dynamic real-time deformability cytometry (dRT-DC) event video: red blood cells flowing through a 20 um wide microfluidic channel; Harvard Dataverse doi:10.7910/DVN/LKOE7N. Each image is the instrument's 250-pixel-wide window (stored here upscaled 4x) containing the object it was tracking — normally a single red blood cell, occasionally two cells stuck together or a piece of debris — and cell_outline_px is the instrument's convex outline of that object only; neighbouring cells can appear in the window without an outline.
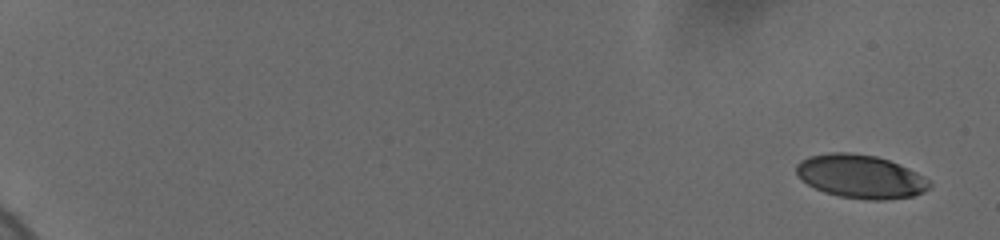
{"species": "human", "species_latin": "Homo sapiens", "temperature_condition": "cold", "stored_images_in_passage": 39, "camera_frame_rate_fps": 3000, "um_per_image_px": 0.085, "donor": {"sex": "female"}, "frame": {"image": 1, "passage_image": 1, "time_ms": 0.0, "image_size_px": [1000, 240], "cell_outline_px": [[932, 184], [924, 192], [912, 196], [884, 200], [868, 200], [840, 196], [824, 192], [808, 184], [796, 172], [796, 164], [800, 160], [808, 156], [828, 152], [848, 152], [876, 156], [888, 160], [908, 168], [916, 172], [928, 180]], "centroid_in_image_um": [73.14, 14.99], "position_along_channel_um": 11.9, "area_um2": 33.58}}
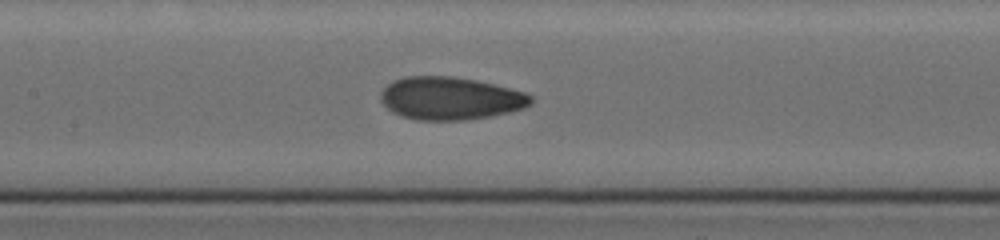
{"frame": {"image": 2, "passage_image": 22, "time_ms": 10.0, "image_size_px": [1000, 240], "cell_outline_px": [[532, 104], [524, 108], [492, 116], [464, 120], [416, 120], [400, 116], [392, 112], [380, 100], [380, 92], [392, 80], [404, 76], [452, 76], [476, 80], [524, 92], [532, 96]], "centroid_in_image_um": [38.24, 8.36], "position_along_channel_um": 169.2, "area_um2": 37.57}}
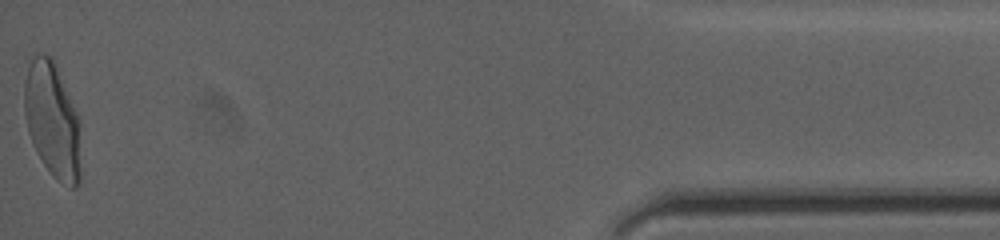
{"frame": {"image": 3, "passage_image": 39, "time_ms": 19.0, "image_size_px": [1000, 240], "cell_outline_px": [[80, 184], [76, 188], [72, 188], [56, 180], [52, 176], [36, 152], [32, 144], [28, 132], [24, 112], [24, 84], [28, 68], [32, 60], [36, 56], [52, 56], [56, 64], [80, 116]], "centroid_in_image_um": [4.49, 10.27], "position_along_channel_um": 430.7, "area_um2": 38.44}, "authors_computed_cell_mechanics": {"area_um2": 36.0094, "velocity_mm_per_s": 3.6701, "shape_relaxation_time_tau1_ms": 6.3012, "shape_relaxation_time_tau2_ms": 1.0525, "deformation_change_tau1": 0.207, "deformation_change_tau2": 0.0667}}